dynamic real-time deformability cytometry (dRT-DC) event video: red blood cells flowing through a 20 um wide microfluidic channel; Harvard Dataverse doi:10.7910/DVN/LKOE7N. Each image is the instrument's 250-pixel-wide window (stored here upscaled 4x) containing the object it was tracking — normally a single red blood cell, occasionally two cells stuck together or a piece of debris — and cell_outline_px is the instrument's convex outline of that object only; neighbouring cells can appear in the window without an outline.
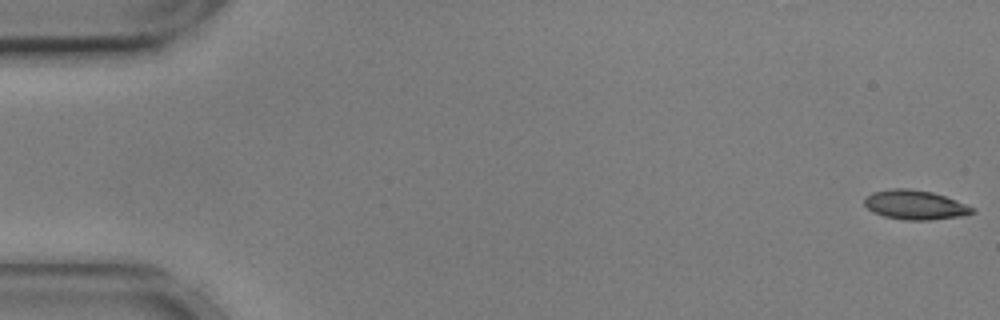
{"species": "common noctule bat (a hibernating species)", "species_latin": "Nyctalus noctula", "temperature_condition": "cold", "stored_images_in_passage": 55, "camera_frame_rate_fps": 3000, "um_per_image_px": 0.085, "animal": {"sex": "male", "body_mass_g": 17.9, "forearm_length_mm": 54.2}, "frame": {"image": 1, "passage_image": 1, "time_ms": 0.0, "image_size_px": [1000, 320], "cell_outline_px": [[976, 212], [960, 216], [928, 220], [904, 220], [884, 216], [872, 212], [864, 204], [864, 200], [872, 192], [892, 188], [908, 188], [932, 192], [956, 200], [976, 208]], "centroid_in_image_um": [77.79, 17.41], "position_along_channel_um": 7.2, "area_um2": 18.44}}
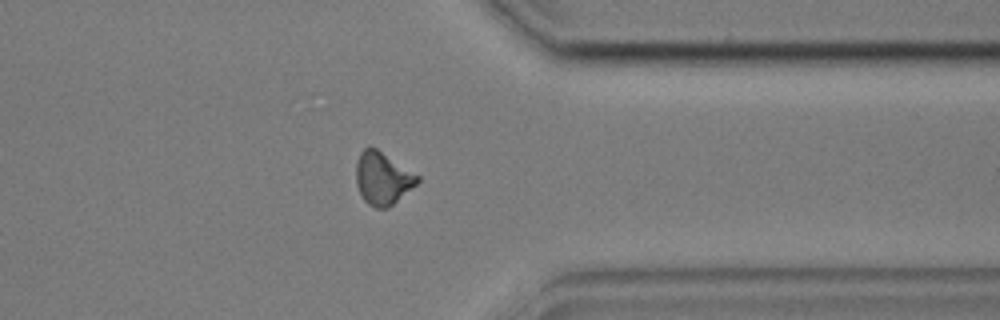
{"frame": {"image": 2, "passage_image": 44, "time_ms": 14.333, "image_size_px": [1000, 320], "cell_outline_px": [[420, 180], [416, 184], [388, 208], [376, 208], [368, 204], [364, 200], [356, 184], [356, 164], [360, 152], [368, 144], [376, 148], [420, 176]], "centroid_in_image_um": [32.5, 15.14], "position_along_channel_um": 378.9, "area_um2": 18.73}}
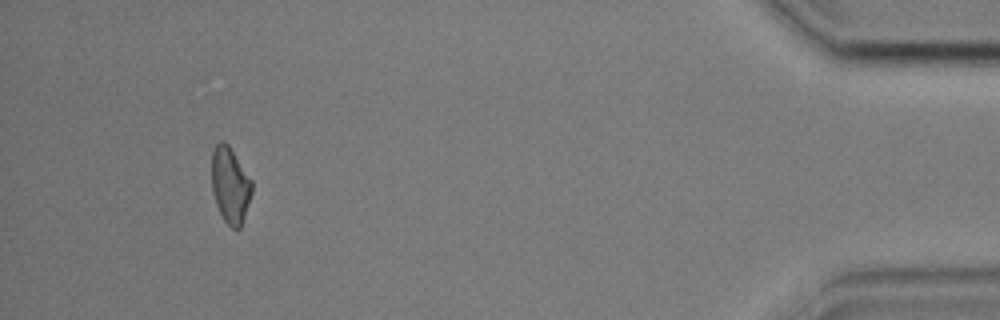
{"frame": {"image": 3, "passage_image": 52, "time_ms": 17.0, "image_size_px": [1000, 320], "cell_outline_px": [[252, 192], [240, 228], [232, 228], [224, 220], [216, 204], [212, 192], [212, 148], [220, 140], [224, 140], [228, 144], [252, 180]], "centroid_in_image_um": [19.55, 15.69], "position_along_channel_um": 415.6, "area_um2": 17.74}}